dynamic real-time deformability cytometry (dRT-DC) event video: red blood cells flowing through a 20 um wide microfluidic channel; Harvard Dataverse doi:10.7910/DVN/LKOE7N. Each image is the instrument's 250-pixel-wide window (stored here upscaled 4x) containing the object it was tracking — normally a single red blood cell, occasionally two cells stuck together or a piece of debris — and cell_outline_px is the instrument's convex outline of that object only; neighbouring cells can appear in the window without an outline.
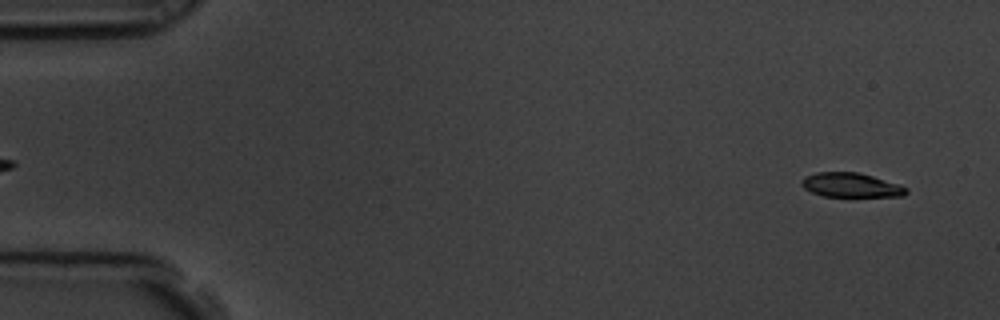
{"species": "common noctule bat (a hibernating species)", "species_latin": "Nyctalus noctula", "temperature_condition": "room temperature", "stored_images_in_passage": 6, "camera_frame_rate_fps": 3000, "um_per_image_px": 0.085, "animal": {"sex": "male", "body_mass_g": 19.5, "forearm_length_mm": 54.6}, "frame": {"image": 1, "passage_image": 1, "time_ms": 0.0, "image_size_px": [1000, 320], "cell_outline_px": [[908, 192], [904, 196], [824, 196], [812, 192], [804, 188], [800, 184], [800, 180], [804, 176], [816, 172], [860, 172], [900, 184], [908, 188]], "centroid_in_image_um": [72.33, 15.72], "position_along_channel_um": 12.7, "area_um2": 14.97}}
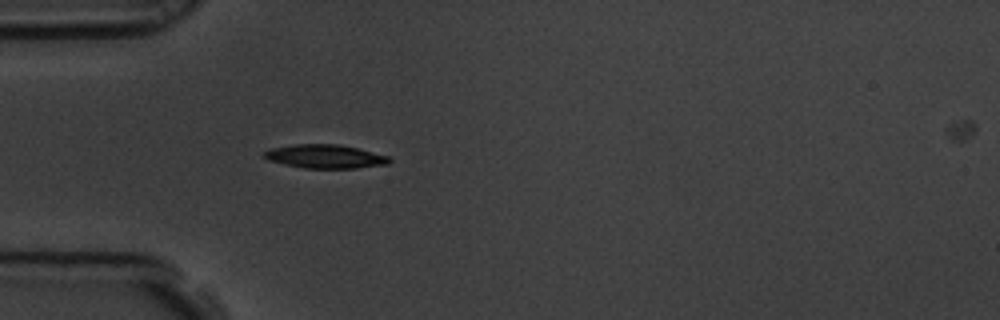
{"frame": {"image": 2, "passage_image": 5, "time_ms": 1.333, "image_size_px": [1000, 320], "cell_outline_px": [[392, 160], [388, 164], [356, 168], [304, 168], [284, 164], [268, 160], [264, 156], [264, 152], [272, 148], [296, 144], [340, 144], [388, 156]], "centroid_in_image_um": [27.65, 13.3], "position_along_channel_um": 57.4, "area_um2": 17.11}}